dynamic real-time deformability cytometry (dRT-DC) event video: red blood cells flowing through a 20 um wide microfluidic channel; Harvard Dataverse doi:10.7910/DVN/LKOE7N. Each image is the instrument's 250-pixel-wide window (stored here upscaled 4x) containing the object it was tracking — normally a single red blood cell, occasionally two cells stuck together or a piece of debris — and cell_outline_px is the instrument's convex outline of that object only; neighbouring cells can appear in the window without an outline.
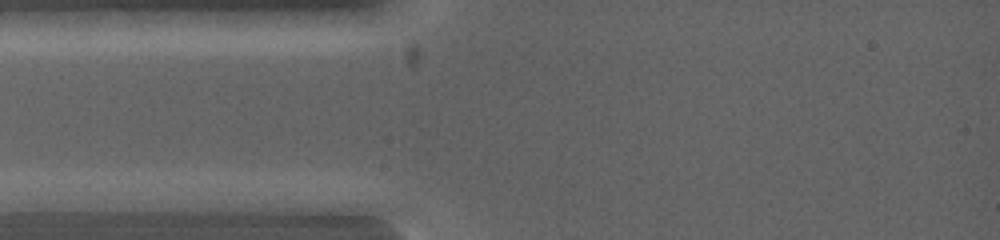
{"species": "common noctule bat (a hibernating species)", "species_latin": "Nyctalus noctula", "temperature_condition": "warm", "stored_images_in_passage": 2, "camera_frame_rate_fps": 5000, "um_per_image_px": 0.085, "animal": {"sex": "female", "body_mass_g": 19.0, "forearm_length_mm": 53.3}, "frame": {"image": 1, "passage_image": 1, "time_ms": 0.0, "image_size_px": [1000, 240], "cell_outline_px": [[120, 200], [88, 212], [44, 216], [16, 212], [12, 200], [56, 192], [96, 192]], "centroid_in_image_um": [5.28, 17.28], "position_along_channel_um": 79.7, "area_um2": 13.12}}